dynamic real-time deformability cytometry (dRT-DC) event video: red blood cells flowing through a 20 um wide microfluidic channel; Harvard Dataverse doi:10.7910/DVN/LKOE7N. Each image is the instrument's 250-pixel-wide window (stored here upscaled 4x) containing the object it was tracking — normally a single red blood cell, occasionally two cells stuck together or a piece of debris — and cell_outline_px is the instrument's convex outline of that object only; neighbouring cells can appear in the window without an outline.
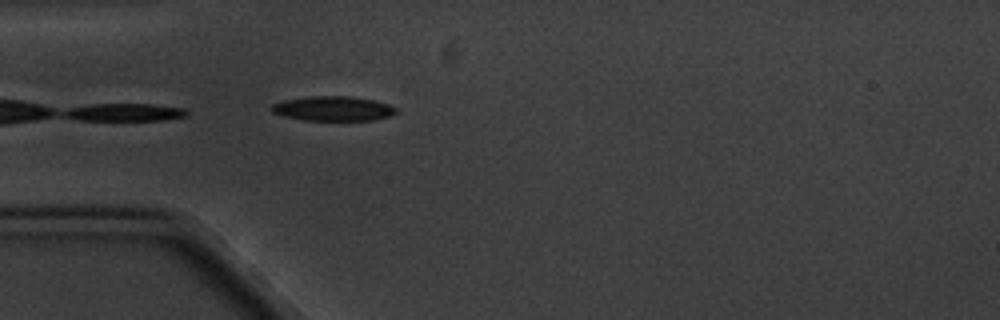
{"species": "common noctule bat (a hibernating species)", "species_latin": "Nyctalus noctula", "temperature_condition": "cold", "stored_images_in_passage": 5, "camera_frame_rate_fps": 3000, "um_per_image_px": 0.085, "animal": {"sex": "male", "body_mass_g": 20.1, "forearm_length_mm": 53.5}, "frame": {"image": 1, "passage_image": 5, "time_ms": 4.667, "image_size_px": [1000, 320], "cell_outline_px": [[396, 112], [388, 116], [372, 120], [304, 120], [284, 116], [272, 112], [272, 104], [284, 100], [312, 96], [352, 96], [372, 100], [388, 104], [396, 108]], "centroid_in_image_um": [28.3, 9.22], "position_along_channel_um": 56.7, "area_um2": 17.63}}